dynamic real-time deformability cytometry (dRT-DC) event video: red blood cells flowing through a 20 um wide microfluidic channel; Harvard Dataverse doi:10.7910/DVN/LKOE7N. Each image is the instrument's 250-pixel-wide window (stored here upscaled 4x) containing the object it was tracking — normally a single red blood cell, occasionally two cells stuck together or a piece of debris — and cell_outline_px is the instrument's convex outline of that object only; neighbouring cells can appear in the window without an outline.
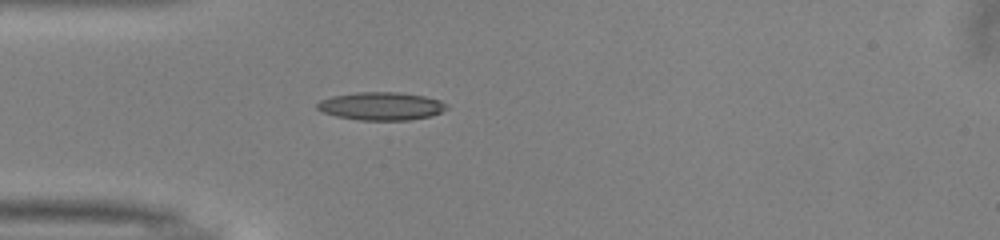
{"species": "common noctule bat (a hibernating species)", "species_latin": "Nyctalus noctula", "temperature_condition": "warm", "stored_images_in_passage": 37, "camera_frame_rate_fps": 3000, "um_per_image_px": 0.085, "animal": {"sex": "male", "body_mass_g": 13.0, "forearm_length_mm": 53.1}, "frame": {"image": 1, "passage_image": 1, "time_ms": 0.0, "image_size_px": [1000, 240], "cell_outline_px": [[448, 108], [432, 116], [408, 120], [360, 120], [336, 116], [324, 112], [316, 108], [316, 104], [320, 100], [332, 96], [356, 92], [400, 92], [424, 96], [440, 100], [448, 104]], "centroid_in_image_um": [32.42, 9.01], "position_along_channel_um": 52.6, "area_um2": 21.21}}
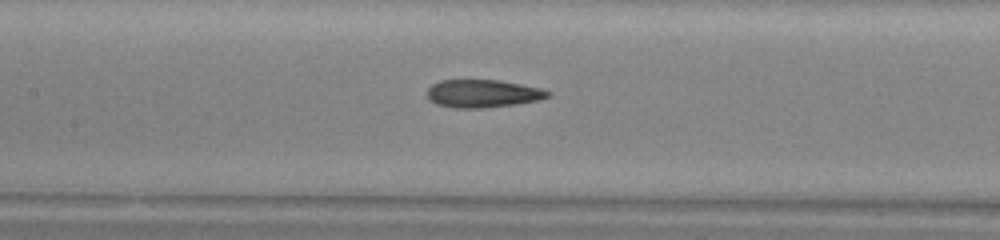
{"frame": {"image": 2, "passage_image": 10, "time_ms": 3.0, "image_size_px": [1000, 240], "cell_outline_px": [[552, 92], [548, 96], [540, 100], [512, 104], [480, 108], [452, 108], [436, 104], [428, 100], [428, 88], [432, 84], [440, 80], [500, 80], [540, 88]], "centroid_in_image_um": [41.0, 7.95], "position_along_channel_um": 166.4, "area_um2": 19.54}}
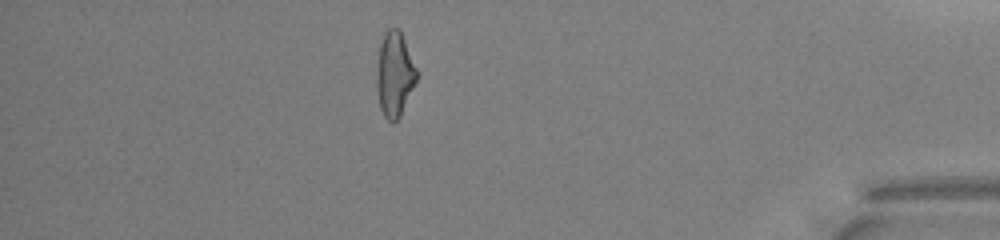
{"frame": {"image": 3, "passage_image": 31, "time_ms": 10.0, "image_size_px": [1000, 240], "cell_outline_px": [[416, 80], [400, 116], [392, 124], [384, 116], [380, 108], [376, 88], [376, 72], [380, 44], [384, 32], [388, 28], [400, 28], [416, 68]], "centroid_in_image_um": [33.51, 6.3], "position_along_channel_um": 401.7, "area_um2": 19.65}, "authors_computed_cell_mechanics": {"area_um2": 19.8832, "velocity_mm_per_s": 4.0355, "shape_relaxation_time_tau1_ms": 8.8331, "shape_relaxation_time_tau2_ms": 2.7209, "deformation_change_tau1": 0.2363, "deformation_change_tau2": 0.1355}}